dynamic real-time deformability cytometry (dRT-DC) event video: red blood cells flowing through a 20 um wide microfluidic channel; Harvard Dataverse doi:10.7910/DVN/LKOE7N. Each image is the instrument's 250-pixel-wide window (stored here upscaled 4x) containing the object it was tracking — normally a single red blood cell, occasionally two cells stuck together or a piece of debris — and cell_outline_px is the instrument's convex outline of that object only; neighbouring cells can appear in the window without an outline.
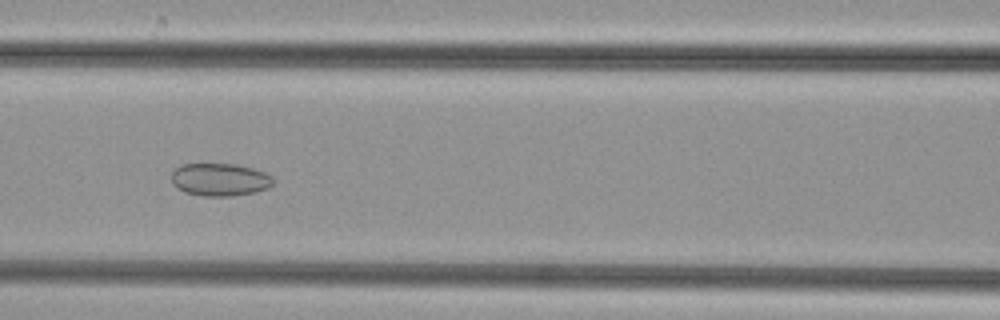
{"species": "common noctule bat (a hibernating species)", "species_latin": "Nyctalus noctula", "temperature_condition": "cold", "stored_images_in_passage": 49, "camera_frame_rate_fps": 3000, "um_per_image_px": 0.085, "animal": {"sex": "female", "body_mass_g": 29.2, "forearm_length_mm": 56.3}, "frame": {"image": 1, "passage_image": 21, "time_ms": 6.667, "image_size_px": [1000, 320], "cell_outline_px": [[272, 184], [268, 188], [256, 192], [232, 196], [200, 196], [184, 192], [176, 188], [172, 184], [172, 172], [180, 164], [236, 164], [252, 168], [264, 172], [272, 176]], "centroid_in_image_um": [18.66, 15.27], "position_along_channel_um": 147.9, "area_um2": 19.54}}
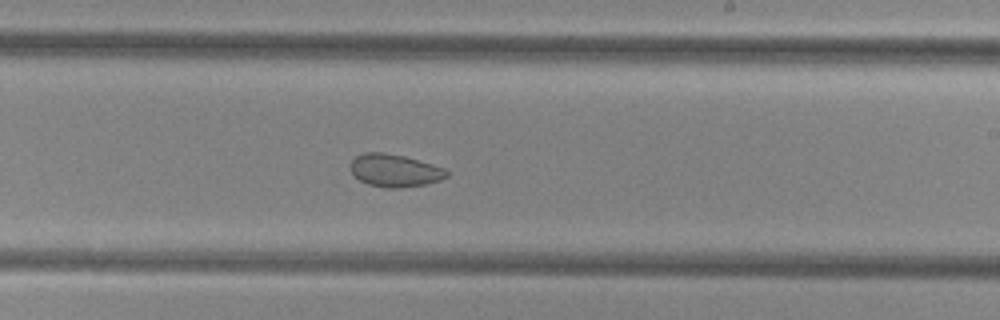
{"frame": {"image": 2, "passage_image": 29, "time_ms": 9.333, "image_size_px": [1000, 320], "cell_outline_px": [[448, 176], [440, 180], [424, 184], [400, 188], [384, 188], [368, 184], [360, 180], [348, 168], [348, 164], [356, 156], [364, 152], [384, 152], [404, 156], [432, 164], [444, 168], [448, 172]], "centroid_in_image_um": [33.51, 14.49], "position_along_channel_um": 255.5, "area_um2": 18.38}}
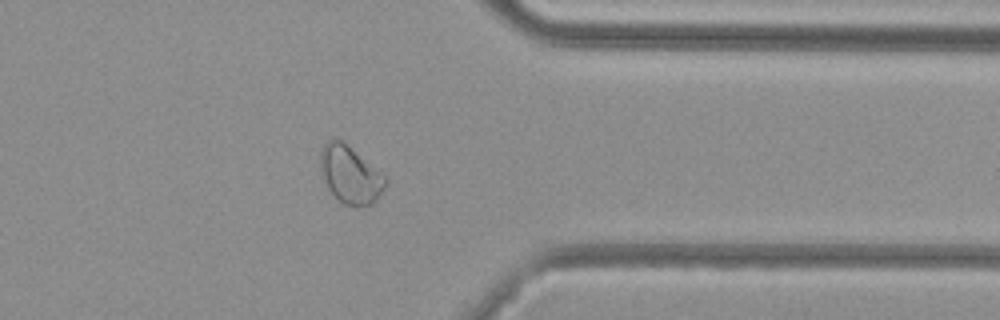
{"frame": {"image": 3, "passage_image": 39, "time_ms": 12.667, "image_size_px": [1000, 320], "cell_outline_px": [[388, 184], [376, 200], [372, 204], [344, 204], [328, 188], [320, 172], [320, 148], [332, 136], [336, 136], [388, 176]], "centroid_in_image_um": [29.78, 14.78], "position_along_channel_um": 381.6, "area_um2": 21.96}}